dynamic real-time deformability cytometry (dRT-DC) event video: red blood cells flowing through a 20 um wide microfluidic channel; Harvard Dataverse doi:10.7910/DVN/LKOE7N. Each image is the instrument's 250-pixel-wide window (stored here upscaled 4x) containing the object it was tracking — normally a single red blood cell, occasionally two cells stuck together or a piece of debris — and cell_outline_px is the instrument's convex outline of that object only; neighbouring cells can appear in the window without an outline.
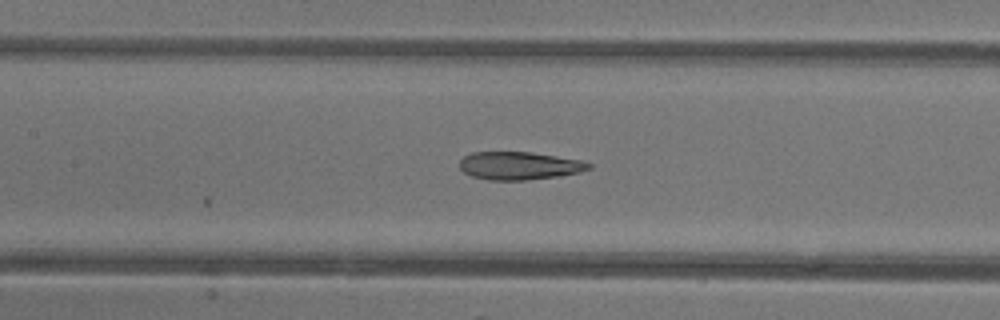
{"species": "common noctule bat (a hibernating species)", "species_latin": "Nyctalus noctula", "temperature_condition": "warm", "stored_images_in_passage": 28, "camera_frame_rate_fps": 3000, "um_per_image_px": 0.085, "animal": {"sex": "female"}, "frame": {"image": 1, "passage_image": 22, "time_ms": 7.0, "image_size_px": [1000, 320], "cell_outline_px": [[592, 168], [580, 172], [556, 176], [524, 180], [488, 180], [472, 176], [464, 172], [460, 168], [460, 160], [464, 156], [472, 152], [528, 152], [580, 160], [592, 164]], "centroid_in_image_um": [44.11, 14.09], "position_along_channel_um": 163.3, "area_um2": 20.81}}
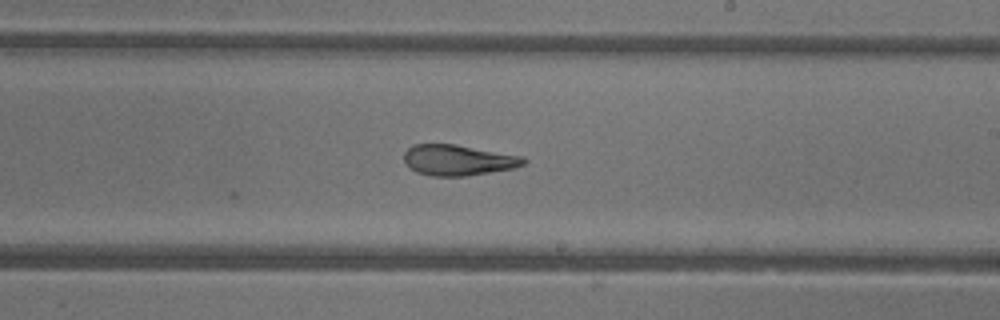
{"frame": {"image": 2, "passage_image": 28, "time_ms": 9.0, "image_size_px": [1000, 320], "cell_outline_px": [[528, 160], [524, 164], [512, 168], [468, 176], [432, 176], [416, 172], [404, 160], [404, 152], [412, 144], [456, 144], [524, 156]], "centroid_in_image_um": [38.96, 13.6], "position_along_channel_um": 250.0, "area_um2": 21.44}}